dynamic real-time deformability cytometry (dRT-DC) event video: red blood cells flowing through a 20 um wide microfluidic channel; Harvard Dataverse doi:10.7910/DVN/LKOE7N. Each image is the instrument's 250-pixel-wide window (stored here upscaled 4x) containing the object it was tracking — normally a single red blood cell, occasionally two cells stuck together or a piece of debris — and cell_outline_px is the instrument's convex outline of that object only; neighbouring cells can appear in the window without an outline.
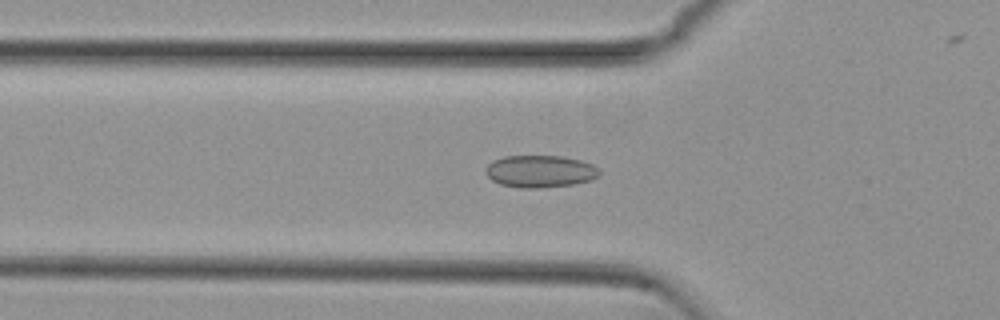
{"species": "common noctule bat (a hibernating species)", "species_latin": "Nyctalus noctula", "temperature_condition": "cold", "stored_images_in_passage": 48, "camera_frame_rate_fps": 3000, "um_per_image_px": 0.085, "animal": {"sex": "female", "body_mass_g": 29.2, "forearm_length_mm": 56.3}, "frame": {"image": 1, "passage_image": 12, "time_ms": 3.667, "image_size_px": [1000, 320], "cell_outline_px": [[600, 176], [592, 180], [572, 184], [536, 188], [520, 188], [500, 184], [492, 180], [484, 172], [484, 168], [492, 160], [504, 156], [560, 156], [580, 160], [592, 164], [600, 172]], "centroid_in_image_um": [45.87, 14.56], "position_along_channel_um": 79.9, "area_um2": 21.39}}
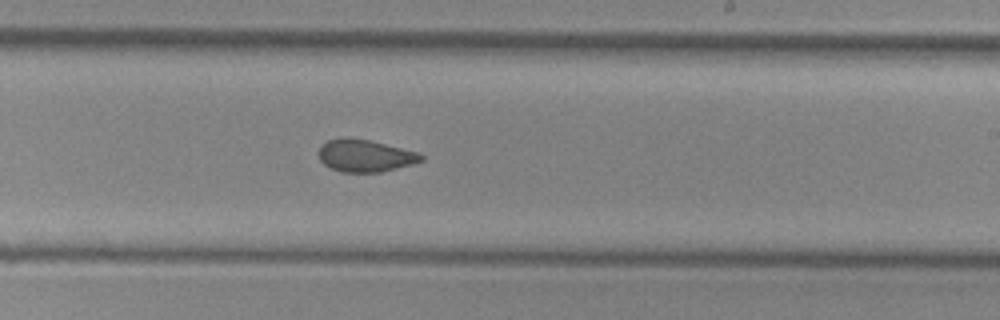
{"frame": {"image": 2, "passage_image": 26, "time_ms": 8.333, "image_size_px": [1000, 320], "cell_outline_px": [[424, 160], [412, 164], [380, 172], [340, 172], [324, 164], [320, 160], [320, 144], [328, 140], [348, 136], [368, 140], [416, 152], [424, 156]], "centroid_in_image_um": [31.0, 13.23], "position_along_channel_um": 258.0, "area_um2": 19.07}}
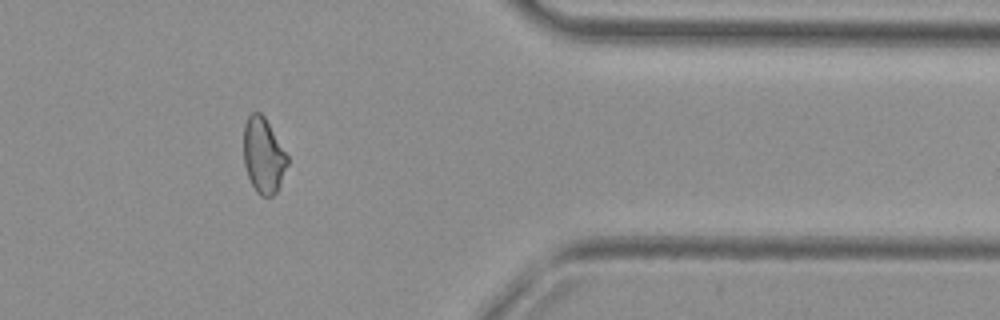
{"frame": {"image": 3, "passage_image": 38, "time_ms": 12.333, "image_size_px": [1000, 320], "cell_outline_px": [[288, 164], [280, 184], [276, 192], [272, 196], [260, 196], [256, 192], [248, 176], [244, 164], [244, 124], [248, 116], [252, 112], [260, 112], [264, 116], [288, 156]], "centroid_in_image_um": [22.38, 13.22], "position_along_channel_um": 389.0, "area_um2": 19.13}, "authors_computed_cell_mechanics": {"area_um2": 19.9988, "velocity_mm_per_s": 3.8043, "shape_relaxation_time_tau1_ms": null, "shape_relaxation_time_tau2_ms": 2.1839, "deformation_change_tau1": null, "deformation_change_tau2": 0.0693}}